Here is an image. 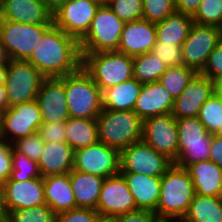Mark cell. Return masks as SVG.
<instances>
[{
	"label": "cell",
	"mask_w": 222,
	"mask_h": 222,
	"mask_svg": "<svg viewBox=\"0 0 222 222\" xmlns=\"http://www.w3.org/2000/svg\"><path fill=\"white\" fill-rule=\"evenodd\" d=\"M178 130V158L173 163L180 168L209 160L212 134L198 117L176 119Z\"/></svg>",
	"instance_id": "cell-7"
},
{
	"label": "cell",
	"mask_w": 222,
	"mask_h": 222,
	"mask_svg": "<svg viewBox=\"0 0 222 222\" xmlns=\"http://www.w3.org/2000/svg\"><path fill=\"white\" fill-rule=\"evenodd\" d=\"M194 195L188 171L172 164L161 176L160 199L155 211L159 220L181 221L188 212Z\"/></svg>",
	"instance_id": "cell-2"
},
{
	"label": "cell",
	"mask_w": 222,
	"mask_h": 222,
	"mask_svg": "<svg viewBox=\"0 0 222 222\" xmlns=\"http://www.w3.org/2000/svg\"><path fill=\"white\" fill-rule=\"evenodd\" d=\"M198 118L210 134H222V100L217 93L203 104Z\"/></svg>",
	"instance_id": "cell-34"
},
{
	"label": "cell",
	"mask_w": 222,
	"mask_h": 222,
	"mask_svg": "<svg viewBox=\"0 0 222 222\" xmlns=\"http://www.w3.org/2000/svg\"><path fill=\"white\" fill-rule=\"evenodd\" d=\"M96 122L99 142L119 151L142 140L143 120L134 111L103 108Z\"/></svg>",
	"instance_id": "cell-4"
},
{
	"label": "cell",
	"mask_w": 222,
	"mask_h": 222,
	"mask_svg": "<svg viewBox=\"0 0 222 222\" xmlns=\"http://www.w3.org/2000/svg\"><path fill=\"white\" fill-rule=\"evenodd\" d=\"M125 22L103 2L92 19L87 34L79 41L81 54L118 51Z\"/></svg>",
	"instance_id": "cell-6"
},
{
	"label": "cell",
	"mask_w": 222,
	"mask_h": 222,
	"mask_svg": "<svg viewBox=\"0 0 222 222\" xmlns=\"http://www.w3.org/2000/svg\"><path fill=\"white\" fill-rule=\"evenodd\" d=\"M11 59L7 53L6 47L3 45L0 38V65H8Z\"/></svg>",
	"instance_id": "cell-51"
},
{
	"label": "cell",
	"mask_w": 222,
	"mask_h": 222,
	"mask_svg": "<svg viewBox=\"0 0 222 222\" xmlns=\"http://www.w3.org/2000/svg\"><path fill=\"white\" fill-rule=\"evenodd\" d=\"M58 79L65 87L69 117L96 119L103 109L102 91L83 67Z\"/></svg>",
	"instance_id": "cell-3"
},
{
	"label": "cell",
	"mask_w": 222,
	"mask_h": 222,
	"mask_svg": "<svg viewBox=\"0 0 222 222\" xmlns=\"http://www.w3.org/2000/svg\"><path fill=\"white\" fill-rule=\"evenodd\" d=\"M9 211L6 205L5 187L0 184V221L8 220Z\"/></svg>",
	"instance_id": "cell-49"
},
{
	"label": "cell",
	"mask_w": 222,
	"mask_h": 222,
	"mask_svg": "<svg viewBox=\"0 0 222 222\" xmlns=\"http://www.w3.org/2000/svg\"><path fill=\"white\" fill-rule=\"evenodd\" d=\"M219 29V33H220V37H221V41H222V22L221 24L218 26Z\"/></svg>",
	"instance_id": "cell-56"
},
{
	"label": "cell",
	"mask_w": 222,
	"mask_h": 222,
	"mask_svg": "<svg viewBox=\"0 0 222 222\" xmlns=\"http://www.w3.org/2000/svg\"><path fill=\"white\" fill-rule=\"evenodd\" d=\"M38 133L40 137L48 143L66 142L65 121L42 122L39 126Z\"/></svg>",
	"instance_id": "cell-43"
},
{
	"label": "cell",
	"mask_w": 222,
	"mask_h": 222,
	"mask_svg": "<svg viewBox=\"0 0 222 222\" xmlns=\"http://www.w3.org/2000/svg\"><path fill=\"white\" fill-rule=\"evenodd\" d=\"M26 61L45 78L63 77L81 67L79 42L53 24Z\"/></svg>",
	"instance_id": "cell-1"
},
{
	"label": "cell",
	"mask_w": 222,
	"mask_h": 222,
	"mask_svg": "<svg viewBox=\"0 0 222 222\" xmlns=\"http://www.w3.org/2000/svg\"><path fill=\"white\" fill-rule=\"evenodd\" d=\"M12 143L0 137V184L9 179L12 171Z\"/></svg>",
	"instance_id": "cell-45"
},
{
	"label": "cell",
	"mask_w": 222,
	"mask_h": 222,
	"mask_svg": "<svg viewBox=\"0 0 222 222\" xmlns=\"http://www.w3.org/2000/svg\"><path fill=\"white\" fill-rule=\"evenodd\" d=\"M215 93V82L201 73H196L187 87L174 100L172 115L176 119L198 117L203 104Z\"/></svg>",
	"instance_id": "cell-17"
},
{
	"label": "cell",
	"mask_w": 222,
	"mask_h": 222,
	"mask_svg": "<svg viewBox=\"0 0 222 222\" xmlns=\"http://www.w3.org/2000/svg\"><path fill=\"white\" fill-rule=\"evenodd\" d=\"M193 24L191 16L175 12L163 21L156 23V42L182 45Z\"/></svg>",
	"instance_id": "cell-29"
},
{
	"label": "cell",
	"mask_w": 222,
	"mask_h": 222,
	"mask_svg": "<svg viewBox=\"0 0 222 222\" xmlns=\"http://www.w3.org/2000/svg\"><path fill=\"white\" fill-rule=\"evenodd\" d=\"M142 140L173 163L178 158V130L172 113L143 120Z\"/></svg>",
	"instance_id": "cell-15"
},
{
	"label": "cell",
	"mask_w": 222,
	"mask_h": 222,
	"mask_svg": "<svg viewBox=\"0 0 222 222\" xmlns=\"http://www.w3.org/2000/svg\"><path fill=\"white\" fill-rule=\"evenodd\" d=\"M95 222H117L116 216L98 215Z\"/></svg>",
	"instance_id": "cell-53"
},
{
	"label": "cell",
	"mask_w": 222,
	"mask_h": 222,
	"mask_svg": "<svg viewBox=\"0 0 222 222\" xmlns=\"http://www.w3.org/2000/svg\"><path fill=\"white\" fill-rule=\"evenodd\" d=\"M117 222H157L158 216L154 211L136 210L116 216Z\"/></svg>",
	"instance_id": "cell-46"
},
{
	"label": "cell",
	"mask_w": 222,
	"mask_h": 222,
	"mask_svg": "<svg viewBox=\"0 0 222 222\" xmlns=\"http://www.w3.org/2000/svg\"><path fill=\"white\" fill-rule=\"evenodd\" d=\"M209 160L222 168V134H212Z\"/></svg>",
	"instance_id": "cell-47"
},
{
	"label": "cell",
	"mask_w": 222,
	"mask_h": 222,
	"mask_svg": "<svg viewBox=\"0 0 222 222\" xmlns=\"http://www.w3.org/2000/svg\"><path fill=\"white\" fill-rule=\"evenodd\" d=\"M167 67L153 53L133 57V78L141 84L158 81Z\"/></svg>",
	"instance_id": "cell-32"
},
{
	"label": "cell",
	"mask_w": 222,
	"mask_h": 222,
	"mask_svg": "<svg viewBox=\"0 0 222 222\" xmlns=\"http://www.w3.org/2000/svg\"><path fill=\"white\" fill-rule=\"evenodd\" d=\"M69 176L77 208L96 210L105 178L73 169Z\"/></svg>",
	"instance_id": "cell-27"
},
{
	"label": "cell",
	"mask_w": 222,
	"mask_h": 222,
	"mask_svg": "<svg viewBox=\"0 0 222 222\" xmlns=\"http://www.w3.org/2000/svg\"><path fill=\"white\" fill-rule=\"evenodd\" d=\"M46 3H48L52 8H54L59 2L62 0H44Z\"/></svg>",
	"instance_id": "cell-55"
},
{
	"label": "cell",
	"mask_w": 222,
	"mask_h": 222,
	"mask_svg": "<svg viewBox=\"0 0 222 222\" xmlns=\"http://www.w3.org/2000/svg\"><path fill=\"white\" fill-rule=\"evenodd\" d=\"M44 79L45 77L30 62L11 60L5 82L8 108L36 100Z\"/></svg>",
	"instance_id": "cell-10"
},
{
	"label": "cell",
	"mask_w": 222,
	"mask_h": 222,
	"mask_svg": "<svg viewBox=\"0 0 222 222\" xmlns=\"http://www.w3.org/2000/svg\"><path fill=\"white\" fill-rule=\"evenodd\" d=\"M221 42L216 26L193 24L181 45L183 65L200 73L214 48Z\"/></svg>",
	"instance_id": "cell-14"
},
{
	"label": "cell",
	"mask_w": 222,
	"mask_h": 222,
	"mask_svg": "<svg viewBox=\"0 0 222 222\" xmlns=\"http://www.w3.org/2000/svg\"><path fill=\"white\" fill-rule=\"evenodd\" d=\"M202 0H174L176 12L193 16Z\"/></svg>",
	"instance_id": "cell-48"
},
{
	"label": "cell",
	"mask_w": 222,
	"mask_h": 222,
	"mask_svg": "<svg viewBox=\"0 0 222 222\" xmlns=\"http://www.w3.org/2000/svg\"><path fill=\"white\" fill-rule=\"evenodd\" d=\"M53 24H26L0 19V38L11 60L26 61Z\"/></svg>",
	"instance_id": "cell-9"
},
{
	"label": "cell",
	"mask_w": 222,
	"mask_h": 222,
	"mask_svg": "<svg viewBox=\"0 0 222 222\" xmlns=\"http://www.w3.org/2000/svg\"><path fill=\"white\" fill-rule=\"evenodd\" d=\"M173 162L143 140L120 151V172L161 177Z\"/></svg>",
	"instance_id": "cell-11"
},
{
	"label": "cell",
	"mask_w": 222,
	"mask_h": 222,
	"mask_svg": "<svg viewBox=\"0 0 222 222\" xmlns=\"http://www.w3.org/2000/svg\"><path fill=\"white\" fill-rule=\"evenodd\" d=\"M83 69L101 91L133 78V57L118 51L81 54Z\"/></svg>",
	"instance_id": "cell-5"
},
{
	"label": "cell",
	"mask_w": 222,
	"mask_h": 222,
	"mask_svg": "<svg viewBox=\"0 0 222 222\" xmlns=\"http://www.w3.org/2000/svg\"><path fill=\"white\" fill-rule=\"evenodd\" d=\"M142 86L143 84L138 82L135 78H132L103 90V108L113 111H133Z\"/></svg>",
	"instance_id": "cell-28"
},
{
	"label": "cell",
	"mask_w": 222,
	"mask_h": 222,
	"mask_svg": "<svg viewBox=\"0 0 222 222\" xmlns=\"http://www.w3.org/2000/svg\"><path fill=\"white\" fill-rule=\"evenodd\" d=\"M8 109L7 92L5 86H0V114Z\"/></svg>",
	"instance_id": "cell-50"
},
{
	"label": "cell",
	"mask_w": 222,
	"mask_h": 222,
	"mask_svg": "<svg viewBox=\"0 0 222 222\" xmlns=\"http://www.w3.org/2000/svg\"><path fill=\"white\" fill-rule=\"evenodd\" d=\"M215 93H217L222 100V78L215 82Z\"/></svg>",
	"instance_id": "cell-54"
},
{
	"label": "cell",
	"mask_w": 222,
	"mask_h": 222,
	"mask_svg": "<svg viewBox=\"0 0 222 222\" xmlns=\"http://www.w3.org/2000/svg\"><path fill=\"white\" fill-rule=\"evenodd\" d=\"M73 170L103 178L120 173V151L102 142L74 152Z\"/></svg>",
	"instance_id": "cell-13"
},
{
	"label": "cell",
	"mask_w": 222,
	"mask_h": 222,
	"mask_svg": "<svg viewBox=\"0 0 222 222\" xmlns=\"http://www.w3.org/2000/svg\"><path fill=\"white\" fill-rule=\"evenodd\" d=\"M104 2L123 22L142 19L143 0H104Z\"/></svg>",
	"instance_id": "cell-38"
},
{
	"label": "cell",
	"mask_w": 222,
	"mask_h": 222,
	"mask_svg": "<svg viewBox=\"0 0 222 222\" xmlns=\"http://www.w3.org/2000/svg\"><path fill=\"white\" fill-rule=\"evenodd\" d=\"M175 12L174 0H143L142 18L152 23L163 21Z\"/></svg>",
	"instance_id": "cell-39"
},
{
	"label": "cell",
	"mask_w": 222,
	"mask_h": 222,
	"mask_svg": "<svg viewBox=\"0 0 222 222\" xmlns=\"http://www.w3.org/2000/svg\"><path fill=\"white\" fill-rule=\"evenodd\" d=\"M196 72L185 66L167 67L166 71L159 78L158 82L169 92L175 100L187 87L188 82Z\"/></svg>",
	"instance_id": "cell-33"
},
{
	"label": "cell",
	"mask_w": 222,
	"mask_h": 222,
	"mask_svg": "<svg viewBox=\"0 0 222 222\" xmlns=\"http://www.w3.org/2000/svg\"><path fill=\"white\" fill-rule=\"evenodd\" d=\"M166 67H176L183 65L181 45L162 44L156 42L151 50Z\"/></svg>",
	"instance_id": "cell-41"
},
{
	"label": "cell",
	"mask_w": 222,
	"mask_h": 222,
	"mask_svg": "<svg viewBox=\"0 0 222 222\" xmlns=\"http://www.w3.org/2000/svg\"><path fill=\"white\" fill-rule=\"evenodd\" d=\"M157 222H181V221H174V220H158Z\"/></svg>",
	"instance_id": "cell-57"
},
{
	"label": "cell",
	"mask_w": 222,
	"mask_h": 222,
	"mask_svg": "<svg viewBox=\"0 0 222 222\" xmlns=\"http://www.w3.org/2000/svg\"><path fill=\"white\" fill-rule=\"evenodd\" d=\"M200 73L214 82L222 78V41L208 56L207 62Z\"/></svg>",
	"instance_id": "cell-42"
},
{
	"label": "cell",
	"mask_w": 222,
	"mask_h": 222,
	"mask_svg": "<svg viewBox=\"0 0 222 222\" xmlns=\"http://www.w3.org/2000/svg\"><path fill=\"white\" fill-rule=\"evenodd\" d=\"M7 222H56V214L47 205L9 211Z\"/></svg>",
	"instance_id": "cell-36"
},
{
	"label": "cell",
	"mask_w": 222,
	"mask_h": 222,
	"mask_svg": "<svg viewBox=\"0 0 222 222\" xmlns=\"http://www.w3.org/2000/svg\"><path fill=\"white\" fill-rule=\"evenodd\" d=\"M156 41V23L143 18L132 22H125L118 52L132 57L142 55L151 52Z\"/></svg>",
	"instance_id": "cell-20"
},
{
	"label": "cell",
	"mask_w": 222,
	"mask_h": 222,
	"mask_svg": "<svg viewBox=\"0 0 222 222\" xmlns=\"http://www.w3.org/2000/svg\"><path fill=\"white\" fill-rule=\"evenodd\" d=\"M174 99L158 82L143 84L133 111L142 119L172 113Z\"/></svg>",
	"instance_id": "cell-22"
},
{
	"label": "cell",
	"mask_w": 222,
	"mask_h": 222,
	"mask_svg": "<svg viewBox=\"0 0 222 222\" xmlns=\"http://www.w3.org/2000/svg\"><path fill=\"white\" fill-rule=\"evenodd\" d=\"M4 187L8 211L46 204L43 177L26 181L7 180Z\"/></svg>",
	"instance_id": "cell-21"
},
{
	"label": "cell",
	"mask_w": 222,
	"mask_h": 222,
	"mask_svg": "<svg viewBox=\"0 0 222 222\" xmlns=\"http://www.w3.org/2000/svg\"><path fill=\"white\" fill-rule=\"evenodd\" d=\"M99 215L118 216L138 210L121 173L105 178L96 207Z\"/></svg>",
	"instance_id": "cell-16"
},
{
	"label": "cell",
	"mask_w": 222,
	"mask_h": 222,
	"mask_svg": "<svg viewBox=\"0 0 222 222\" xmlns=\"http://www.w3.org/2000/svg\"><path fill=\"white\" fill-rule=\"evenodd\" d=\"M66 142L74 151L96 144L98 140L96 119L69 117L65 121Z\"/></svg>",
	"instance_id": "cell-30"
},
{
	"label": "cell",
	"mask_w": 222,
	"mask_h": 222,
	"mask_svg": "<svg viewBox=\"0 0 222 222\" xmlns=\"http://www.w3.org/2000/svg\"><path fill=\"white\" fill-rule=\"evenodd\" d=\"M74 152L67 142H45L44 149L37 161L41 176L44 178L69 173L74 165Z\"/></svg>",
	"instance_id": "cell-24"
},
{
	"label": "cell",
	"mask_w": 222,
	"mask_h": 222,
	"mask_svg": "<svg viewBox=\"0 0 222 222\" xmlns=\"http://www.w3.org/2000/svg\"><path fill=\"white\" fill-rule=\"evenodd\" d=\"M45 203L55 214L77 208L69 173L43 178Z\"/></svg>",
	"instance_id": "cell-26"
},
{
	"label": "cell",
	"mask_w": 222,
	"mask_h": 222,
	"mask_svg": "<svg viewBox=\"0 0 222 222\" xmlns=\"http://www.w3.org/2000/svg\"><path fill=\"white\" fill-rule=\"evenodd\" d=\"M8 65H0V86H5Z\"/></svg>",
	"instance_id": "cell-52"
},
{
	"label": "cell",
	"mask_w": 222,
	"mask_h": 222,
	"mask_svg": "<svg viewBox=\"0 0 222 222\" xmlns=\"http://www.w3.org/2000/svg\"><path fill=\"white\" fill-rule=\"evenodd\" d=\"M42 122H61L69 118L64 84L58 78H45L36 97Z\"/></svg>",
	"instance_id": "cell-18"
},
{
	"label": "cell",
	"mask_w": 222,
	"mask_h": 222,
	"mask_svg": "<svg viewBox=\"0 0 222 222\" xmlns=\"http://www.w3.org/2000/svg\"><path fill=\"white\" fill-rule=\"evenodd\" d=\"M45 141L40 137L38 132H35L25 138H21L12 143V147L28 158L38 161L44 149Z\"/></svg>",
	"instance_id": "cell-40"
},
{
	"label": "cell",
	"mask_w": 222,
	"mask_h": 222,
	"mask_svg": "<svg viewBox=\"0 0 222 222\" xmlns=\"http://www.w3.org/2000/svg\"><path fill=\"white\" fill-rule=\"evenodd\" d=\"M134 197L137 209L156 211L160 199L161 177L120 172Z\"/></svg>",
	"instance_id": "cell-23"
},
{
	"label": "cell",
	"mask_w": 222,
	"mask_h": 222,
	"mask_svg": "<svg viewBox=\"0 0 222 222\" xmlns=\"http://www.w3.org/2000/svg\"><path fill=\"white\" fill-rule=\"evenodd\" d=\"M192 19L195 24L218 27L222 22V0H202Z\"/></svg>",
	"instance_id": "cell-37"
},
{
	"label": "cell",
	"mask_w": 222,
	"mask_h": 222,
	"mask_svg": "<svg viewBox=\"0 0 222 222\" xmlns=\"http://www.w3.org/2000/svg\"><path fill=\"white\" fill-rule=\"evenodd\" d=\"M41 123L36 100L14 105L0 114V137L13 143L38 132Z\"/></svg>",
	"instance_id": "cell-12"
},
{
	"label": "cell",
	"mask_w": 222,
	"mask_h": 222,
	"mask_svg": "<svg viewBox=\"0 0 222 222\" xmlns=\"http://www.w3.org/2000/svg\"><path fill=\"white\" fill-rule=\"evenodd\" d=\"M12 154V171L8 180L26 181L32 178L42 177L36 161L31 160L25 154L17 152L13 147Z\"/></svg>",
	"instance_id": "cell-35"
},
{
	"label": "cell",
	"mask_w": 222,
	"mask_h": 222,
	"mask_svg": "<svg viewBox=\"0 0 222 222\" xmlns=\"http://www.w3.org/2000/svg\"><path fill=\"white\" fill-rule=\"evenodd\" d=\"M104 0H62L53 8V24L78 42L87 34Z\"/></svg>",
	"instance_id": "cell-8"
},
{
	"label": "cell",
	"mask_w": 222,
	"mask_h": 222,
	"mask_svg": "<svg viewBox=\"0 0 222 222\" xmlns=\"http://www.w3.org/2000/svg\"><path fill=\"white\" fill-rule=\"evenodd\" d=\"M0 19L26 24H53V8L44 0H3Z\"/></svg>",
	"instance_id": "cell-19"
},
{
	"label": "cell",
	"mask_w": 222,
	"mask_h": 222,
	"mask_svg": "<svg viewBox=\"0 0 222 222\" xmlns=\"http://www.w3.org/2000/svg\"><path fill=\"white\" fill-rule=\"evenodd\" d=\"M188 171L195 194L220 197L222 193V168L211 160L189 165Z\"/></svg>",
	"instance_id": "cell-25"
},
{
	"label": "cell",
	"mask_w": 222,
	"mask_h": 222,
	"mask_svg": "<svg viewBox=\"0 0 222 222\" xmlns=\"http://www.w3.org/2000/svg\"><path fill=\"white\" fill-rule=\"evenodd\" d=\"M181 222H222L221 198L195 194Z\"/></svg>",
	"instance_id": "cell-31"
},
{
	"label": "cell",
	"mask_w": 222,
	"mask_h": 222,
	"mask_svg": "<svg viewBox=\"0 0 222 222\" xmlns=\"http://www.w3.org/2000/svg\"><path fill=\"white\" fill-rule=\"evenodd\" d=\"M99 213L91 208H75L56 214V222H95Z\"/></svg>",
	"instance_id": "cell-44"
}]
</instances>
